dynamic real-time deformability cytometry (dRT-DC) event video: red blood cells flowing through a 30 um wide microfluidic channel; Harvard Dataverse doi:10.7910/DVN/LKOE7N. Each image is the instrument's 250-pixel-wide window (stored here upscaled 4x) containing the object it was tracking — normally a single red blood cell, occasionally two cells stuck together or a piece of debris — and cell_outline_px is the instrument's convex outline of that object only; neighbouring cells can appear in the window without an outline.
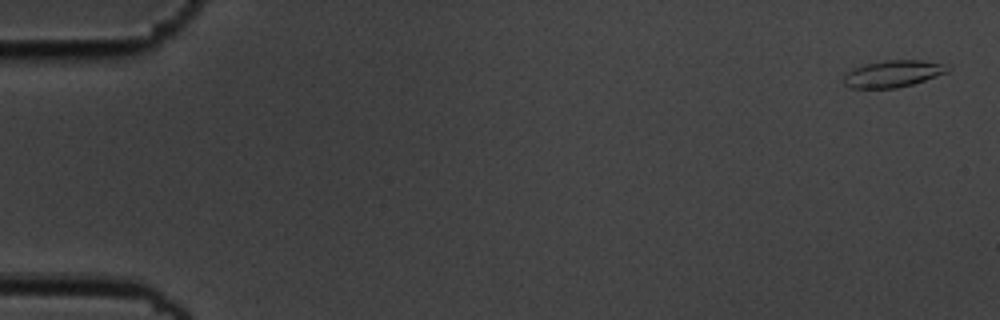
{"species": "common noctule bat (a hibernating species)", "species_latin": "Nyctalus noctula", "temperature_condition": "cold", "stored_images_in_passage": 4, "camera_frame_rate_fps": 3000, "um_per_image_px": 0.085, "animal": {"sex": "male", "body_mass_g": 19.5, "forearm_length_mm": 54.6}, "frame": {"image": 1, "passage_image": 1, "time_ms": 0.0, "image_size_px": [1000, 320], "cell_outline_px": [[952, 68], [948, 72], [912, 84], [896, 88], [852, 88], [844, 84], [844, 76], [852, 68], [864, 64], [884, 60], [924, 60], [940, 64]], "centroid_in_image_um": [75.88, 6.26], "position_along_channel_um": 9.1, "area_um2": 16.13}}